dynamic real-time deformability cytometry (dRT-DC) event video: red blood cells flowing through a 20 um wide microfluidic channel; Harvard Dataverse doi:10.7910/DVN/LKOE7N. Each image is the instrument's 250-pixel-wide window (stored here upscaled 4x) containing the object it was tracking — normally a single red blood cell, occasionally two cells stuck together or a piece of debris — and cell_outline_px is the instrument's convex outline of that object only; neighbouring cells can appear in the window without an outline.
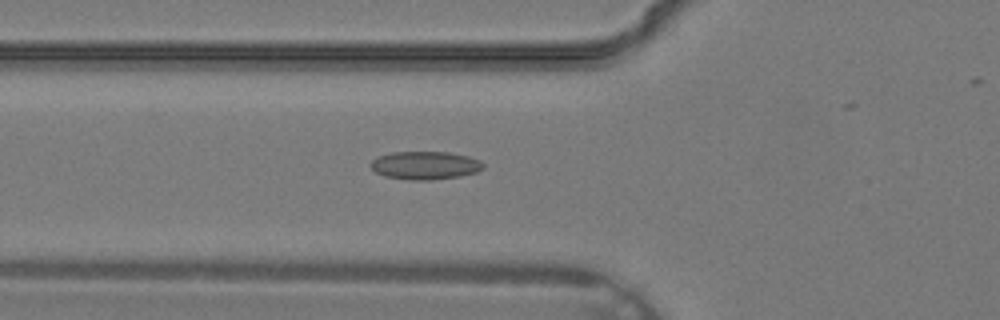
{"species": "common noctule bat (a hibernating species)", "species_latin": "Nyctalus noctula", "temperature_condition": "warm", "stored_images_in_passage": 32, "camera_frame_rate_fps": 3000, "um_per_image_px": 0.085, "animal": {"sex": "male", "body_mass_g": 19.2, "forearm_length_mm": 51.8}, "frame": {"image": 1, "passage_image": 13, "time_ms": 4.0, "image_size_px": [1000, 320], "cell_outline_px": [[484, 168], [476, 172], [460, 176], [432, 180], [408, 180], [384, 176], [376, 172], [368, 164], [372, 160], [380, 156], [392, 152], [448, 152], [468, 156], [480, 160], [484, 164]], "centroid_in_image_um": [36.14, 14.06], "position_along_channel_um": 89.7, "area_um2": 18.5}}
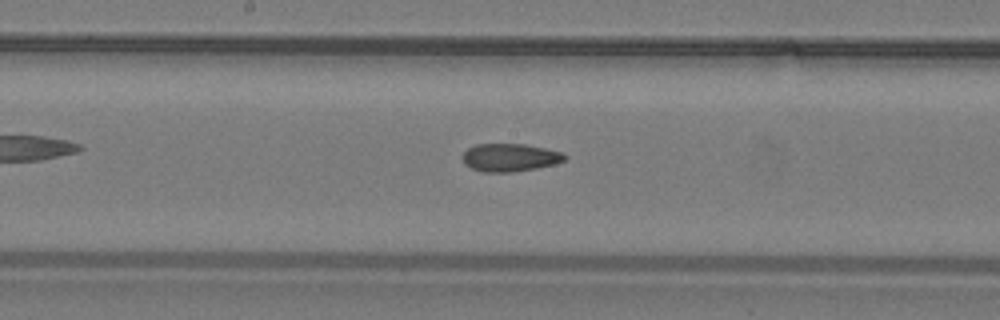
{"frame": {"image": 2, "passage_image": 19, "time_ms": 6.0, "image_size_px": [1000, 320], "cell_outline_px": [[568, 156], [564, 160], [556, 164], [536, 168], [512, 172], [484, 172], [472, 168], [464, 164], [460, 156], [468, 148], [476, 144], [524, 144], [544, 148], [560, 152]], "centroid_in_image_um": [43.31, 13.39], "position_along_channel_um": 204.9, "area_um2": 16.65}}
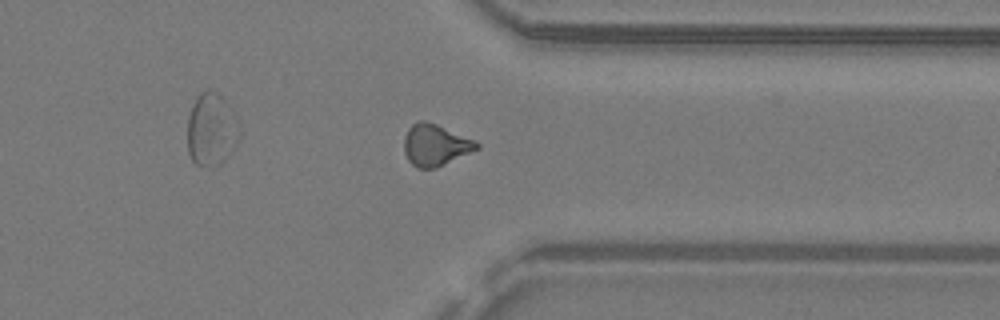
{"frame": {"image": 3, "passage_image": 28, "time_ms": 9.0, "image_size_px": [1000, 320], "cell_outline_px": [[480, 148], [436, 168], [416, 168], [408, 160], [404, 152], [404, 136], [408, 128], [412, 124], [420, 120], [424, 120], [436, 124], [476, 140], [480, 144]], "centroid_in_image_um": [37.0, 12.33], "position_along_channel_um": 374.4, "area_um2": 17.69}}